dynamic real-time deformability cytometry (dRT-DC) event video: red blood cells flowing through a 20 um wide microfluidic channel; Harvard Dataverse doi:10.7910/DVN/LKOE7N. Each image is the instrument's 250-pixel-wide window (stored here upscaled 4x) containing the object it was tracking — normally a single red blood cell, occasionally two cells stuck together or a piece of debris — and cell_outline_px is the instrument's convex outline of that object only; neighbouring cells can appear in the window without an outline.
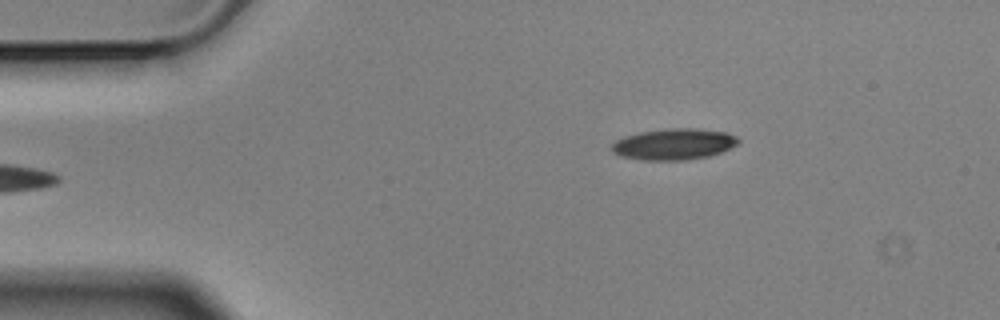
{"species": "Egyptian fruit bat (a non-hibernating species)", "species_latin": "Rousettus aegyptiacus", "temperature_condition": "cold", "stored_images_in_passage": 4, "camera_frame_rate_fps": 3000, "um_per_image_px": 0.085, "animal": {"sex": "male"}, "frame": {"image": 1, "passage_image": 4, "time_ms": 1.0, "image_size_px": [1000, 320], "cell_outline_px": [[740, 140], [736, 144], [720, 152], [708, 156], [684, 160], [640, 160], [620, 156], [612, 152], [612, 144], [616, 140], [624, 136], [640, 132], [668, 128], [692, 128], [724, 132], [736, 136]], "centroid_in_image_um": [57.23, 12.25], "position_along_channel_um": 27.8, "area_um2": 22.83}}